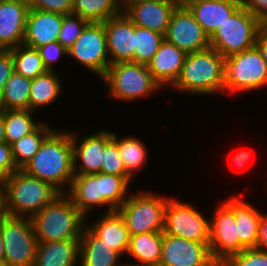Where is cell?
<instances>
[{
  "mask_svg": "<svg viewBox=\"0 0 267 266\" xmlns=\"http://www.w3.org/2000/svg\"><path fill=\"white\" fill-rule=\"evenodd\" d=\"M64 130L55 128L42 142L39 151L21 169L51 184L60 193L67 192L75 176L71 130Z\"/></svg>",
  "mask_w": 267,
  "mask_h": 266,
  "instance_id": "1",
  "label": "cell"
},
{
  "mask_svg": "<svg viewBox=\"0 0 267 266\" xmlns=\"http://www.w3.org/2000/svg\"><path fill=\"white\" fill-rule=\"evenodd\" d=\"M225 58L208 49L186 55L181 74L171 89L184 96H224Z\"/></svg>",
  "mask_w": 267,
  "mask_h": 266,
  "instance_id": "2",
  "label": "cell"
},
{
  "mask_svg": "<svg viewBox=\"0 0 267 266\" xmlns=\"http://www.w3.org/2000/svg\"><path fill=\"white\" fill-rule=\"evenodd\" d=\"M38 243L80 240L86 216L61 193L31 217Z\"/></svg>",
  "mask_w": 267,
  "mask_h": 266,
  "instance_id": "3",
  "label": "cell"
},
{
  "mask_svg": "<svg viewBox=\"0 0 267 266\" xmlns=\"http://www.w3.org/2000/svg\"><path fill=\"white\" fill-rule=\"evenodd\" d=\"M107 88L108 99L133 103L152 97L164 91L153 79L147 65L135 62H118L110 64L100 78ZM152 95V96H151ZM141 99V100H140Z\"/></svg>",
  "mask_w": 267,
  "mask_h": 266,
  "instance_id": "4",
  "label": "cell"
},
{
  "mask_svg": "<svg viewBox=\"0 0 267 266\" xmlns=\"http://www.w3.org/2000/svg\"><path fill=\"white\" fill-rule=\"evenodd\" d=\"M60 194L51 184L19 169L9 176L6 184L8 213L31 218Z\"/></svg>",
  "mask_w": 267,
  "mask_h": 266,
  "instance_id": "5",
  "label": "cell"
},
{
  "mask_svg": "<svg viewBox=\"0 0 267 266\" xmlns=\"http://www.w3.org/2000/svg\"><path fill=\"white\" fill-rule=\"evenodd\" d=\"M154 191L130 192L123 205L117 209L130 236L140 233L163 232L165 209L170 196Z\"/></svg>",
  "mask_w": 267,
  "mask_h": 266,
  "instance_id": "6",
  "label": "cell"
},
{
  "mask_svg": "<svg viewBox=\"0 0 267 266\" xmlns=\"http://www.w3.org/2000/svg\"><path fill=\"white\" fill-rule=\"evenodd\" d=\"M267 88V62L256 46L225 58L224 96Z\"/></svg>",
  "mask_w": 267,
  "mask_h": 266,
  "instance_id": "7",
  "label": "cell"
},
{
  "mask_svg": "<svg viewBox=\"0 0 267 266\" xmlns=\"http://www.w3.org/2000/svg\"><path fill=\"white\" fill-rule=\"evenodd\" d=\"M262 25L241 5L210 37V47L224 58L250 49Z\"/></svg>",
  "mask_w": 267,
  "mask_h": 266,
  "instance_id": "8",
  "label": "cell"
},
{
  "mask_svg": "<svg viewBox=\"0 0 267 266\" xmlns=\"http://www.w3.org/2000/svg\"><path fill=\"white\" fill-rule=\"evenodd\" d=\"M6 266H33L37 238L31 218L8 215L0 224Z\"/></svg>",
  "mask_w": 267,
  "mask_h": 266,
  "instance_id": "9",
  "label": "cell"
},
{
  "mask_svg": "<svg viewBox=\"0 0 267 266\" xmlns=\"http://www.w3.org/2000/svg\"><path fill=\"white\" fill-rule=\"evenodd\" d=\"M193 205L189 201L182 202L179 197L177 199L171 196L165 209L163 233L209 246V217L205 216L198 206Z\"/></svg>",
  "mask_w": 267,
  "mask_h": 266,
  "instance_id": "10",
  "label": "cell"
},
{
  "mask_svg": "<svg viewBox=\"0 0 267 266\" xmlns=\"http://www.w3.org/2000/svg\"><path fill=\"white\" fill-rule=\"evenodd\" d=\"M68 58L77 61L80 68L97 75L99 80L110 65L103 23L90 22L68 49Z\"/></svg>",
  "mask_w": 267,
  "mask_h": 266,
  "instance_id": "11",
  "label": "cell"
},
{
  "mask_svg": "<svg viewBox=\"0 0 267 266\" xmlns=\"http://www.w3.org/2000/svg\"><path fill=\"white\" fill-rule=\"evenodd\" d=\"M164 38L186 54L210 47V37L183 5H178L173 11Z\"/></svg>",
  "mask_w": 267,
  "mask_h": 266,
  "instance_id": "12",
  "label": "cell"
},
{
  "mask_svg": "<svg viewBox=\"0 0 267 266\" xmlns=\"http://www.w3.org/2000/svg\"><path fill=\"white\" fill-rule=\"evenodd\" d=\"M72 130L74 175L100 173L102 152L105 145L113 138V131L110 128L108 130L101 128L91 134L83 135L79 130Z\"/></svg>",
  "mask_w": 267,
  "mask_h": 266,
  "instance_id": "13",
  "label": "cell"
},
{
  "mask_svg": "<svg viewBox=\"0 0 267 266\" xmlns=\"http://www.w3.org/2000/svg\"><path fill=\"white\" fill-rule=\"evenodd\" d=\"M210 224V253L214 260H228L239 253L238 230L233 211L220 201L215 206Z\"/></svg>",
  "mask_w": 267,
  "mask_h": 266,
  "instance_id": "14",
  "label": "cell"
},
{
  "mask_svg": "<svg viewBox=\"0 0 267 266\" xmlns=\"http://www.w3.org/2000/svg\"><path fill=\"white\" fill-rule=\"evenodd\" d=\"M213 260L206 244L163 233L159 266H208Z\"/></svg>",
  "mask_w": 267,
  "mask_h": 266,
  "instance_id": "15",
  "label": "cell"
},
{
  "mask_svg": "<svg viewBox=\"0 0 267 266\" xmlns=\"http://www.w3.org/2000/svg\"><path fill=\"white\" fill-rule=\"evenodd\" d=\"M110 64L133 62L135 50V24L120 13L104 22Z\"/></svg>",
  "mask_w": 267,
  "mask_h": 266,
  "instance_id": "16",
  "label": "cell"
},
{
  "mask_svg": "<svg viewBox=\"0 0 267 266\" xmlns=\"http://www.w3.org/2000/svg\"><path fill=\"white\" fill-rule=\"evenodd\" d=\"M29 5L18 0H0V49L22 44Z\"/></svg>",
  "mask_w": 267,
  "mask_h": 266,
  "instance_id": "17",
  "label": "cell"
},
{
  "mask_svg": "<svg viewBox=\"0 0 267 266\" xmlns=\"http://www.w3.org/2000/svg\"><path fill=\"white\" fill-rule=\"evenodd\" d=\"M186 55L184 51L164 38L158 51L147 63L153 79L163 90H167L168 87L170 89L179 78Z\"/></svg>",
  "mask_w": 267,
  "mask_h": 266,
  "instance_id": "18",
  "label": "cell"
},
{
  "mask_svg": "<svg viewBox=\"0 0 267 266\" xmlns=\"http://www.w3.org/2000/svg\"><path fill=\"white\" fill-rule=\"evenodd\" d=\"M176 0H151L130 6L124 14L136 25L165 35Z\"/></svg>",
  "mask_w": 267,
  "mask_h": 266,
  "instance_id": "19",
  "label": "cell"
},
{
  "mask_svg": "<svg viewBox=\"0 0 267 266\" xmlns=\"http://www.w3.org/2000/svg\"><path fill=\"white\" fill-rule=\"evenodd\" d=\"M242 195H231L224 199V203L233 211L235 215L238 237L239 252L244 249L256 248L259 223L262 210L256 205L241 198ZM256 206V207H255Z\"/></svg>",
  "mask_w": 267,
  "mask_h": 266,
  "instance_id": "20",
  "label": "cell"
},
{
  "mask_svg": "<svg viewBox=\"0 0 267 266\" xmlns=\"http://www.w3.org/2000/svg\"><path fill=\"white\" fill-rule=\"evenodd\" d=\"M99 218L88 222L86 219V227L98 238L103 240V243L118 252L125 258L130 234L125 222L117 210L110 212H101Z\"/></svg>",
  "mask_w": 267,
  "mask_h": 266,
  "instance_id": "21",
  "label": "cell"
},
{
  "mask_svg": "<svg viewBox=\"0 0 267 266\" xmlns=\"http://www.w3.org/2000/svg\"><path fill=\"white\" fill-rule=\"evenodd\" d=\"M63 15L37 9H29L22 44L38 48L56 42L59 37Z\"/></svg>",
  "mask_w": 267,
  "mask_h": 266,
  "instance_id": "22",
  "label": "cell"
},
{
  "mask_svg": "<svg viewBox=\"0 0 267 266\" xmlns=\"http://www.w3.org/2000/svg\"><path fill=\"white\" fill-rule=\"evenodd\" d=\"M185 6L205 33L211 37L241 4L232 0H195Z\"/></svg>",
  "mask_w": 267,
  "mask_h": 266,
  "instance_id": "23",
  "label": "cell"
},
{
  "mask_svg": "<svg viewBox=\"0 0 267 266\" xmlns=\"http://www.w3.org/2000/svg\"><path fill=\"white\" fill-rule=\"evenodd\" d=\"M65 194L89 220L95 210H102L100 173L75 175Z\"/></svg>",
  "mask_w": 267,
  "mask_h": 266,
  "instance_id": "24",
  "label": "cell"
},
{
  "mask_svg": "<svg viewBox=\"0 0 267 266\" xmlns=\"http://www.w3.org/2000/svg\"><path fill=\"white\" fill-rule=\"evenodd\" d=\"M163 232L140 233L130 236L124 261L130 266H159L162 253ZM128 261V260H131ZM134 260V261H133Z\"/></svg>",
  "mask_w": 267,
  "mask_h": 266,
  "instance_id": "25",
  "label": "cell"
},
{
  "mask_svg": "<svg viewBox=\"0 0 267 266\" xmlns=\"http://www.w3.org/2000/svg\"><path fill=\"white\" fill-rule=\"evenodd\" d=\"M122 261L125 260L118 252L106 246L103 240L95 236L86 226L83 228L79 266H124L125 263Z\"/></svg>",
  "mask_w": 267,
  "mask_h": 266,
  "instance_id": "26",
  "label": "cell"
},
{
  "mask_svg": "<svg viewBox=\"0 0 267 266\" xmlns=\"http://www.w3.org/2000/svg\"><path fill=\"white\" fill-rule=\"evenodd\" d=\"M80 240L38 243L33 266H79Z\"/></svg>",
  "mask_w": 267,
  "mask_h": 266,
  "instance_id": "27",
  "label": "cell"
},
{
  "mask_svg": "<svg viewBox=\"0 0 267 266\" xmlns=\"http://www.w3.org/2000/svg\"><path fill=\"white\" fill-rule=\"evenodd\" d=\"M57 71H46L44 74L32 79L29 93V110L41 113L43 108L55 104L64 93V81ZM63 82V83H62ZM56 101V102H55Z\"/></svg>",
  "mask_w": 267,
  "mask_h": 266,
  "instance_id": "28",
  "label": "cell"
},
{
  "mask_svg": "<svg viewBox=\"0 0 267 266\" xmlns=\"http://www.w3.org/2000/svg\"><path fill=\"white\" fill-rule=\"evenodd\" d=\"M133 183H135V180L131 176H117L100 172L103 212L120 208L128 198L129 192H131L130 186Z\"/></svg>",
  "mask_w": 267,
  "mask_h": 266,
  "instance_id": "29",
  "label": "cell"
},
{
  "mask_svg": "<svg viewBox=\"0 0 267 266\" xmlns=\"http://www.w3.org/2000/svg\"><path fill=\"white\" fill-rule=\"evenodd\" d=\"M35 114L37 113L31 110H3L6 142L9 145L31 134L45 121L36 120Z\"/></svg>",
  "mask_w": 267,
  "mask_h": 266,
  "instance_id": "30",
  "label": "cell"
},
{
  "mask_svg": "<svg viewBox=\"0 0 267 266\" xmlns=\"http://www.w3.org/2000/svg\"><path fill=\"white\" fill-rule=\"evenodd\" d=\"M121 137L118 135L119 154L127 173L135 180L136 173L142 171L148 163V147L142 139L134 135Z\"/></svg>",
  "mask_w": 267,
  "mask_h": 266,
  "instance_id": "31",
  "label": "cell"
},
{
  "mask_svg": "<svg viewBox=\"0 0 267 266\" xmlns=\"http://www.w3.org/2000/svg\"><path fill=\"white\" fill-rule=\"evenodd\" d=\"M32 79L14 72L0 95V110H29V93Z\"/></svg>",
  "mask_w": 267,
  "mask_h": 266,
  "instance_id": "32",
  "label": "cell"
},
{
  "mask_svg": "<svg viewBox=\"0 0 267 266\" xmlns=\"http://www.w3.org/2000/svg\"><path fill=\"white\" fill-rule=\"evenodd\" d=\"M54 129L52 124L44 121L34 132L11 145L13 159L18 169H22L33 158L42 142Z\"/></svg>",
  "mask_w": 267,
  "mask_h": 266,
  "instance_id": "33",
  "label": "cell"
},
{
  "mask_svg": "<svg viewBox=\"0 0 267 266\" xmlns=\"http://www.w3.org/2000/svg\"><path fill=\"white\" fill-rule=\"evenodd\" d=\"M120 13L118 0H73L72 14L89 22L103 23Z\"/></svg>",
  "mask_w": 267,
  "mask_h": 266,
  "instance_id": "34",
  "label": "cell"
},
{
  "mask_svg": "<svg viewBox=\"0 0 267 266\" xmlns=\"http://www.w3.org/2000/svg\"><path fill=\"white\" fill-rule=\"evenodd\" d=\"M10 50L14 64V72L26 78L34 79L47 71L43 66L37 48L20 44Z\"/></svg>",
  "mask_w": 267,
  "mask_h": 266,
  "instance_id": "35",
  "label": "cell"
},
{
  "mask_svg": "<svg viewBox=\"0 0 267 266\" xmlns=\"http://www.w3.org/2000/svg\"><path fill=\"white\" fill-rule=\"evenodd\" d=\"M164 35L135 25V50L133 62L147 65L158 51Z\"/></svg>",
  "mask_w": 267,
  "mask_h": 266,
  "instance_id": "36",
  "label": "cell"
},
{
  "mask_svg": "<svg viewBox=\"0 0 267 266\" xmlns=\"http://www.w3.org/2000/svg\"><path fill=\"white\" fill-rule=\"evenodd\" d=\"M118 132L113 131V138L105 145L102 152L101 172L117 176H130L121 159L118 148Z\"/></svg>",
  "mask_w": 267,
  "mask_h": 266,
  "instance_id": "37",
  "label": "cell"
},
{
  "mask_svg": "<svg viewBox=\"0 0 267 266\" xmlns=\"http://www.w3.org/2000/svg\"><path fill=\"white\" fill-rule=\"evenodd\" d=\"M90 22L76 14L63 15L58 42L67 50L74 44Z\"/></svg>",
  "mask_w": 267,
  "mask_h": 266,
  "instance_id": "38",
  "label": "cell"
},
{
  "mask_svg": "<svg viewBox=\"0 0 267 266\" xmlns=\"http://www.w3.org/2000/svg\"><path fill=\"white\" fill-rule=\"evenodd\" d=\"M37 49L40 53L43 66L47 71H56V66H58L57 64L64 62L61 61L64 57L68 58V50L63 47L58 41L42 45Z\"/></svg>",
  "mask_w": 267,
  "mask_h": 266,
  "instance_id": "39",
  "label": "cell"
},
{
  "mask_svg": "<svg viewBox=\"0 0 267 266\" xmlns=\"http://www.w3.org/2000/svg\"><path fill=\"white\" fill-rule=\"evenodd\" d=\"M232 266H267V251L244 249L227 260Z\"/></svg>",
  "mask_w": 267,
  "mask_h": 266,
  "instance_id": "40",
  "label": "cell"
},
{
  "mask_svg": "<svg viewBox=\"0 0 267 266\" xmlns=\"http://www.w3.org/2000/svg\"><path fill=\"white\" fill-rule=\"evenodd\" d=\"M29 7L30 9L66 15L72 13L73 0H33Z\"/></svg>",
  "mask_w": 267,
  "mask_h": 266,
  "instance_id": "41",
  "label": "cell"
},
{
  "mask_svg": "<svg viewBox=\"0 0 267 266\" xmlns=\"http://www.w3.org/2000/svg\"><path fill=\"white\" fill-rule=\"evenodd\" d=\"M14 73V64L11 50L0 49V95L5 87L6 82Z\"/></svg>",
  "mask_w": 267,
  "mask_h": 266,
  "instance_id": "42",
  "label": "cell"
},
{
  "mask_svg": "<svg viewBox=\"0 0 267 266\" xmlns=\"http://www.w3.org/2000/svg\"><path fill=\"white\" fill-rule=\"evenodd\" d=\"M242 6L263 24H267V0H244Z\"/></svg>",
  "mask_w": 267,
  "mask_h": 266,
  "instance_id": "43",
  "label": "cell"
},
{
  "mask_svg": "<svg viewBox=\"0 0 267 266\" xmlns=\"http://www.w3.org/2000/svg\"><path fill=\"white\" fill-rule=\"evenodd\" d=\"M0 166L9 175L19 170L13 159L12 147L7 142L0 143Z\"/></svg>",
  "mask_w": 267,
  "mask_h": 266,
  "instance_id": "44",
  "label": "cell"
},
{
  "mask_svg": "<svg viewBox=\"0 0 267 266\" xmlns=\"http://www.w3.org/2000/svg\"><path fill=\"white\" fill-rule=\"evenodd\" d=\"M264 208L261 213L258 239H257V249L267 251V212L264 213Z\"/></svg>",
  "mask_w": 267,
  "mask_h": 266,
  "instance_id": "45",
  "label": "cell"
},
{
  "mask_svg": "<svg viewBox=\"0 0 267 266\" xmlns=\"http://www.w3.org/2000/svg\"><path fill=\"white\" fill-rule=\"evenodd\" d=\"M255 46L267 62V24H263L259 29Z\"/></svg>",
  "mask_w": 267,
  "mask_h": 266,
  "instance_id": "46",
  "label": "cell"
},
{
  "mask_svg": "<svg viewBox=\"0 0 267 266\" xmlns=\"http://www.w3.org/2000/svg\"><path fill=\"white\" fill-rule=\"evenodd\" d=\"M251 157H253L252 151L243 149V150L236 152L234 154V156L232 157V162L235 166L238 167V169L239 168L243 169L246 166V164H248Z\"/></svg>",
  "mask_w": 267,
  "mask_h": 266,
  "instance_id": "47",
  "label": "cell"
},
{
  "mask_svg": "<svg viewBox=\"0 0 267 266\" xmlns=\"http://www.w3.org/2000/svg\"><path fill=\"white\" fill-rule=\"evenodd\" d=\"M8 215L6 186H0V224Z\"/></svg>",
  "mask_w": 267,
  "mask_h": 266,
  "instance_id": "48",
  "label": "cell"
},
{
  "mask_svg": "<svg viewBox=\"0 0 267 266\" xmlns=\"http://www.w3.org/2000/svg\"><path fill=\"white\" fill-rule=\"evenodd\" d=\"M145 1H151V0H118V5L121 12L124 13L130 6Z\"/></svg>",
  "mask_w": 267,
  "mask_h": 266,
  "instance_id": "49",
  "label": "cell"
},
{
  "mask_svg": "<svg viewBox=\"0 0 267 266\" xmlns=\"http://www.w3.org/2000/svg\"><path fill=\"white\" fill-rule=\"evenodd\" d=\"M6 142L5 126L3 122V110H0V143Z\"/></svg>",
  "mask_w": 267,
  "mask_h": 266,
  "instance_id": "50",
  "label": "cell"
},
{
  "mask_svg": "<svg viewBox=\"0 0 267 266\" xmlns=\"http://www.w3.org/2000/svg\"><path fill=\"white\" fill-rule=\"evenodd\" d=\"M9 176L10 175L0 166V186H6Z\"/></svg>",
  "mask_w": 267,
  "mask_h": 266,
  "instance_id": "51",
  "label": "cell"
},
{
  "mask_svg": "<svg viewBox=\"0 0 267 266\" xmlns=\"http://www.w3.org/2000/svg\"><path fill=\"white\" fill-rule=\"evenodd\" d=\"M208 266H232L227 260H213Z\"/></svg>",
  "mask_w": 267,
  "mask_h": 266,
  "instance_id": "52",
  "label": "cell"
},
{
  "mask_svg": "<svg viewBox=\"0 0 267 266\" xmlns=\"http://www.w3.org/2000/svg\"><path fill=\"white\" fill-rule=\"evenodd\" d=\"M0 263H4V242L0 232Z\"/></svg>",
  "mask_w": 267,
  "mask_h": 266,
  "instance_id": "53",
  "label": "cell"
},
{
  "mask_svg": "<svg viewBox=\"0 0 267 266\" xmlns=\"http://www.w3.org/2000/svg\"><path fill=\"white\" fill-rule=\"evenodd\" d=\"M176 1L178 2L179 5L185 6L187 3L195 0H176Z\"/></svg>",
  "mask_w": 267,
  "mask_h": 266,
  "instance_id": "54",
  "label": "cell"
},
{
  "mask_svg": "<svg viewBox=\"0 0 267 266\" xmlns=\"http://www.w3.org/2000/svg\"><path fill=\"white\" fill-rule=\"evenodd\" d=\"M18 1L24 2V3L28 4V5H30L33 2V0H18Z\"/></svg>",
  "mask_w": 267,
  "mask_h": 266,
  "instance_id": "55",
  "label": "cell"
},
{
  "mask_svg": "<svg viewBox=\"0 0 267 266\" xmlns=\"http://www.w3.org/2000/svg\"><path fill=\"white\" fill-rule=\"evenodd\" d=\"M232 1L238 2V3H240L242 5L244 0H232Z\"/></svg>",
  "mask_w": 267,
  "mask_h": 266,
  "instance_id": "56",
  "label": "cell"
},
{
  "mask_svg": "<svg viewBox=\"0 0 267 266\" xmlns=\"http://www.w3.org/2000/svg\"><path fill=\"white\" fill-rule=\"evenodd\" d=\"M0 266H6L5 263H0Z\"/></svg>",
  "mask_w": 267,
  "mask_h": 266,
  "instance_id": "57",
  "label": "cell"
}]
</instances>
